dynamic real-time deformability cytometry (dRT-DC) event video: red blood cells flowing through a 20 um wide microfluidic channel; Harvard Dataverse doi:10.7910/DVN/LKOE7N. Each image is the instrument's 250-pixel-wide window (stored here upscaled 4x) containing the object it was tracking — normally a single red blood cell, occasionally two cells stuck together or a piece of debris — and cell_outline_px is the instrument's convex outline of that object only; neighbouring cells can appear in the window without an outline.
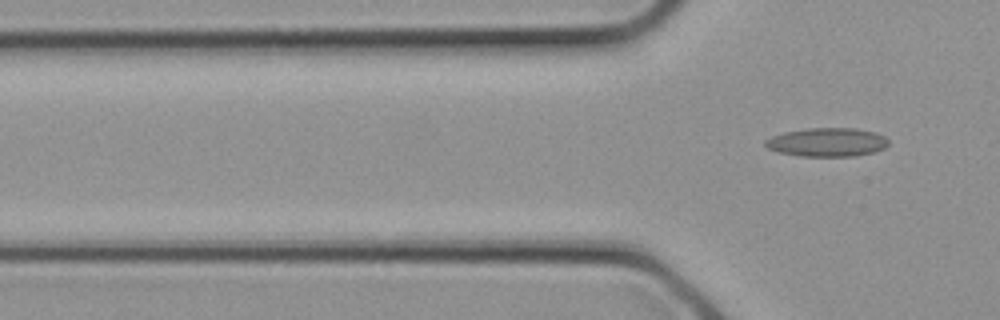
{"species": "common noctule bat (a hibernating species)", "species_latin": "Nyctalus noctula", "temperature_condition": "cold", "stored_images_in_passage": 4, "camera_frame_rate_fps": 3000, "um_per_image_px": 0.085, "animal": {"sex": "female", "body_mass_g": 21.9}, "frame": {"image": 1, "passage_image": 4, "time_ms": 1.0, "image_size_px": [1000, 320], "cell_outline_px": [[888, 144], [884, 148], [876, 152], [856, 156], [800, 156], [776, 152], [768, 148], [764, 144], [764, 140], [772, 136], [784, 132], [808, 128], [856, 128], [876, 132], [884, 136], [888, 140]], "centroid_in_image_um": [70.31, 12.09], "position_along_channel_um": 55.5, "area_um2": 20.81}}